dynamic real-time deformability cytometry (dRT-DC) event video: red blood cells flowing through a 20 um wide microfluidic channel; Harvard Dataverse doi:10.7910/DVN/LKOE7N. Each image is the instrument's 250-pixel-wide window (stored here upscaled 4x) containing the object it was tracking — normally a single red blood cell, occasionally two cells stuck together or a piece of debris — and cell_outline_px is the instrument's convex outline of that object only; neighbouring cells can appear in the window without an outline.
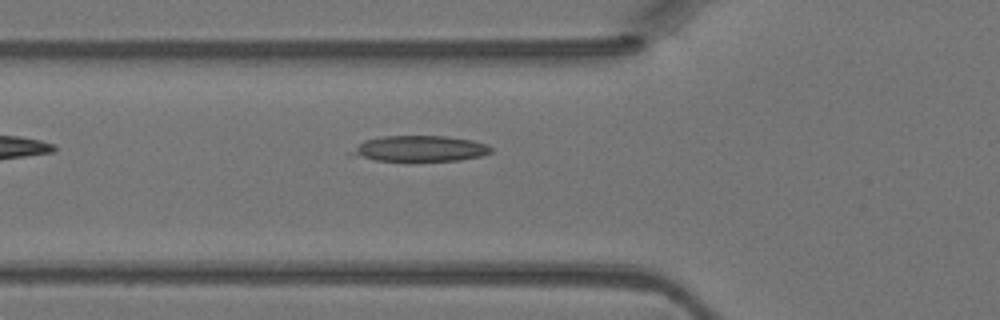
{"species": "Egyptian fruit bat (a non-hibernating species)", "species_latin": "Rousettus aegyptiacus", "temperature_condition": "warm", "stored_images_in_passage": 33, "camera_frame_rate_fps": 3000, "um_per_image_px": 0.085, "animal": {"sex": "female"}, "frame": {"image": 1, "passage_image": 3, "time_ms": 0.667, "image_size_px": [1000, 320], "cell_outline_px": [[492, 152], [480, 156], [460, 160], [408, 164], [372, 160], [348, 156], [348, 152], [364, 140], [380, 136], [448, 136], [472, 140], [488, 144], [492, 148]], "centroid_in_image_um": [35.6, 12.68], "position_along_channel_um": 90.2, "area_um2": 22.37}}
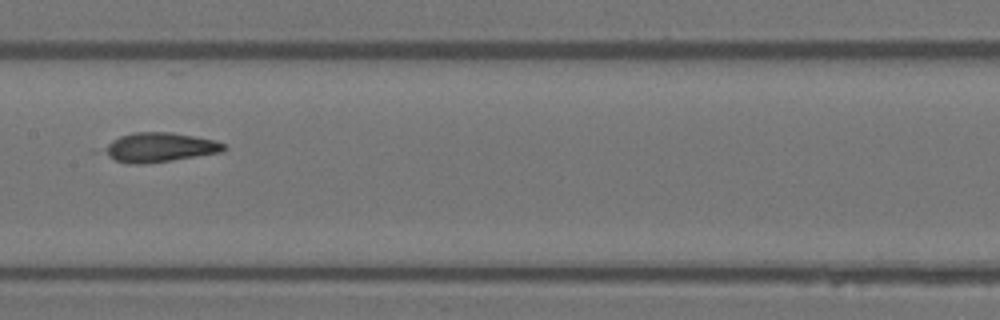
{"frame": {"image": 2, "passage_image": 10, "time_ms": 3.0, "image_size_px": [1000, 320], "cell_outline_px": [[228, 148], [220, 152], [172, 160], [144, 164], [128, 164], [92, 152], [92, 148], [120, 136], [132, 132], [172, 132], [216, 140], [224, 144]], "centroid_in_image_um": [13.32, 12.53], "position_along_channel_um": 194.1, "area_um2": 21.44}}
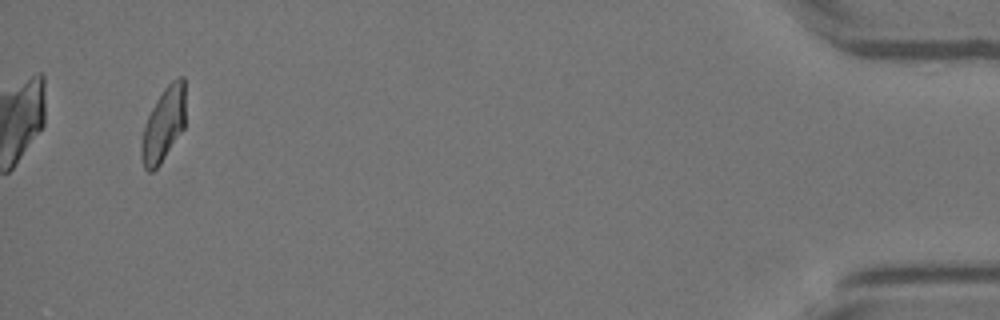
{"frame": {"image": 3, "passage_image": 31, "time_ms": 10.0, "image_size_px": [1000, 320], "cell_outline_px": [[184, 128], [160, 164], [152, 172], [148, 172], [144, 168], [140, 156], [140, 148], [144, 128], [148, 116], [156, 100], [164, 88], [172, 80], [180, 76], [184, 76]], "centroid_in_image_um": [13.89, 10.6], "position_along_channel_um": 421.3, "area_um2": 18.84}}